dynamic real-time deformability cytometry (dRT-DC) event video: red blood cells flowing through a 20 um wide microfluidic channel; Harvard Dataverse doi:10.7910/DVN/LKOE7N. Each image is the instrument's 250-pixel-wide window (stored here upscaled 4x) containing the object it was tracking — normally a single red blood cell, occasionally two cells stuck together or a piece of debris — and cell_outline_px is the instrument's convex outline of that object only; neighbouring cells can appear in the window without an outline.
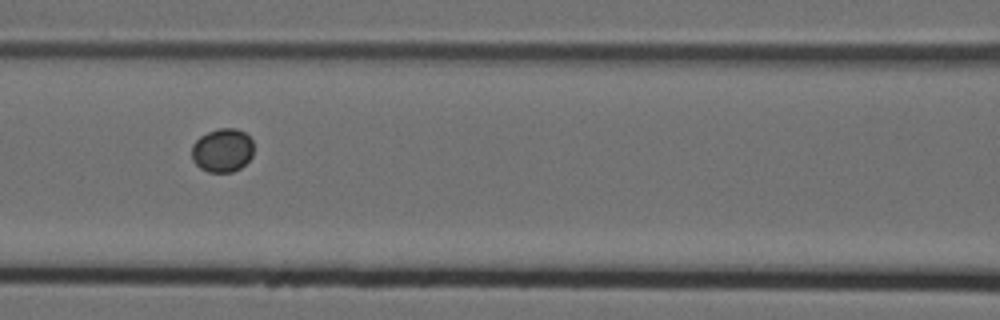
{"species": "Egyptian fruit bat (a non-hibernating species)", "species_latin": "Rousettus aegyptiacus", "temperature_condition": "cold", "stored_images_in_passage": 10, "camera_frame_rate_fps": 3000, "um_per_image_px": 0.085, "animal": {"sex": "female"}, "frame": {"image": 1, "passage_image": 6, "time_ms": 1.667, "image_size_px": [1000, 320], "cell_outline_px": [[252, 156], [240, 168], [232, 172], [208, 172], [200, 168], [192, 160], [192, 144], [200, 136], [216, 128], [236, 128], [244, 132], [252, 140]], "centroid_in_image_um": [18.88, 12.77], "position_along_channel_um": 147.7, "area_um2": 15.78}}
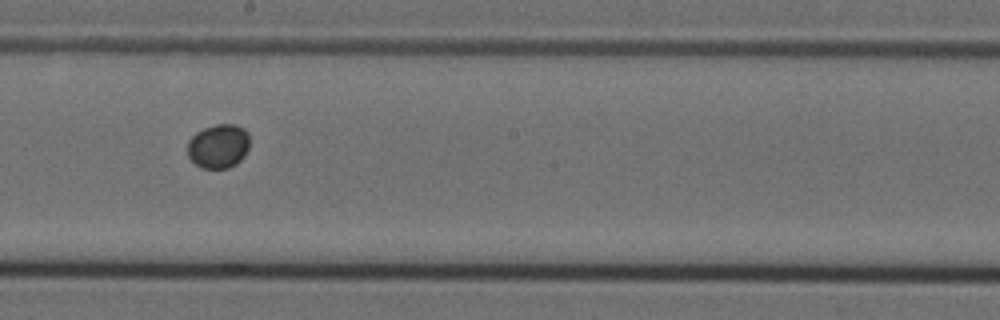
{"frame": {"image": 2, "passage_image": 8, "time_ms": 2.333, "image_size_px": [1000, 320], "cell_outline_px": [[248, 148], [244, 156], [236, 164], [228, 168], [200, 168], [188, 156], [188, 140], [196, 132], [204, 128], [216, 124], [236, 124], [244, 128], [248, 132]], "centroid_in_image_um": [18.57, 12.41], "position_along_channel_um": 229.6, "area_um2": 16.01}}
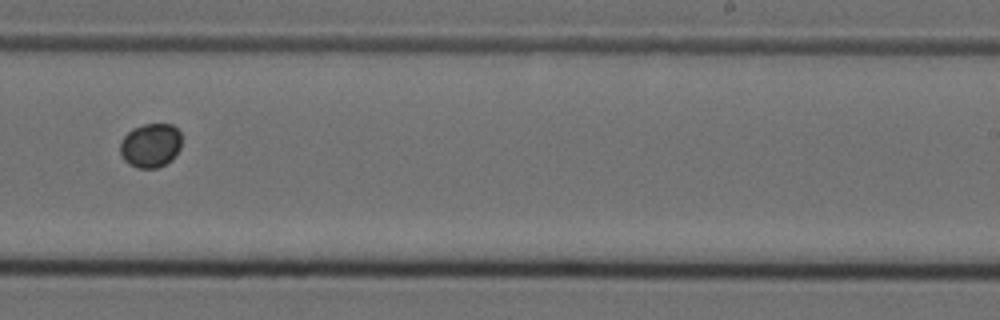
{"frame": {"image": 3, "passage_image": 9, "time_ms": 2.667, "image_size_px": [1000, 320], "cell_outline_px": [[180, 148], [176, 156], [172, 160], [156, 168], [136, 168], [128, 164], [124, 160], [120, 152], [120, 140], [132, 128], [144, 124], [172, 124], [180, 132]], "centroid_in_image_um": [12.78, 12.36], "position_along_channel_um": 276.2, "area_um2": 15.95}}